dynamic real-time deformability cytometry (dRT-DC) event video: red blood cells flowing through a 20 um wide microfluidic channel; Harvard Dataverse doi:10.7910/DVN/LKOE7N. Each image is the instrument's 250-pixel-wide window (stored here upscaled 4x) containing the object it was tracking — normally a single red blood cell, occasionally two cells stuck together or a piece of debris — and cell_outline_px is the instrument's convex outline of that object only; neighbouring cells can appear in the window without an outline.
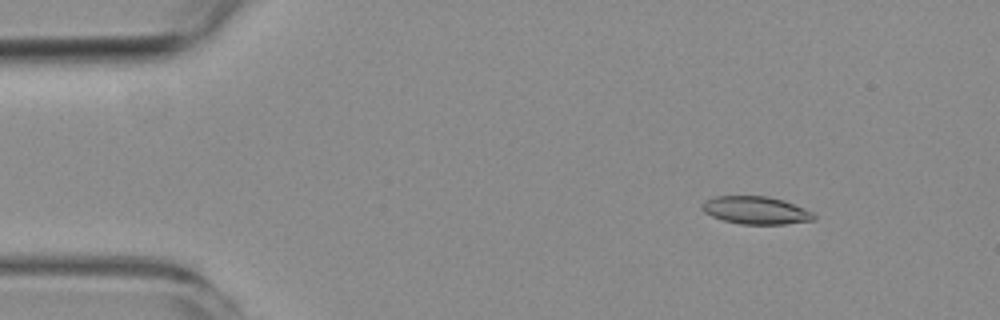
{"species": "common noctule bat (a hibernating species)", "species_latin": "Nyctalus noctula", "temperature_condition": "room temperature", "stored_images_in_passage": 7, "camera_frame_rate_fps": 3000, "um_per_image_px": 0.085, "animal": {"sex": "female", "body_mass_g": 19.3, "forearm_length_mm": 54.1}, "frame": {"image": 1, "passage_image": 3, "time_ms": 2.0, "image_size_px": [1000, 320], "cell_outline_px": [[816, 220], [784, 224], [740, 224], [724, 220], [712, 216], [704, 212], [700, 208], [700, 204], [716, 196], [768, 196], [784, 200], [804, 208], [812, 212], [816, 216]], "centroid_in_image_um": [64.26, 17.87], "position_along_channel_um": 20.7, "area_um2": 18.09}}
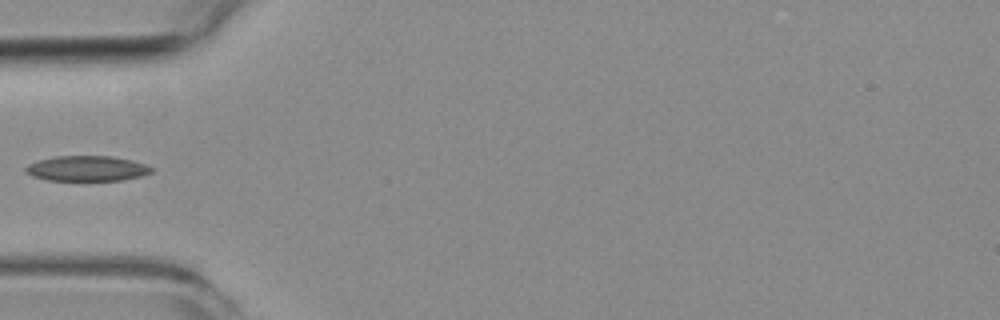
{"frame": {"image": 2, "passage_image": 6, "time_ms": 5.667, "image_size_px": [1000, 320], "cell_outline_px": [[156, 168], [152, 172], [140, 176], [120, 180], [48, 180], [32, 176], [24, 172], [24, 168], [28, 164], [40, 160], [56, 156], [112, 156], [132, 160]], "centroid_in_image_um": [7.39, 14.31], "position_along_channel_um": 77.6, "area_um2": 18.5}}
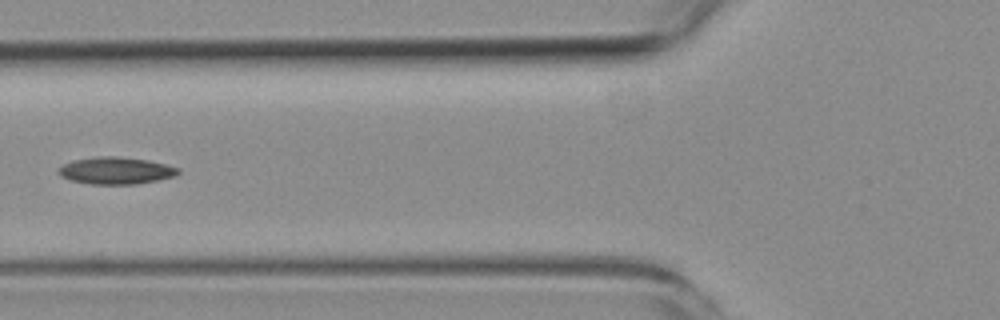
{"frame": {"image": 3, "passage_image": 7, "time_ms": 6.667, "image_size_px": [1000, 320], "cell_outline_px": [[180, 172], [176, 176], [136, 184], [88, 184], [72, 180], [60, 176], [56, 172], [64, 164], [72, 160], [96, 156], [116, 156], [148, 160], [180, 168]], "centroid_in_image_um": [9.84, 14.5], "position_along_channel_um": 116.0, "area_um2": 18.9}}